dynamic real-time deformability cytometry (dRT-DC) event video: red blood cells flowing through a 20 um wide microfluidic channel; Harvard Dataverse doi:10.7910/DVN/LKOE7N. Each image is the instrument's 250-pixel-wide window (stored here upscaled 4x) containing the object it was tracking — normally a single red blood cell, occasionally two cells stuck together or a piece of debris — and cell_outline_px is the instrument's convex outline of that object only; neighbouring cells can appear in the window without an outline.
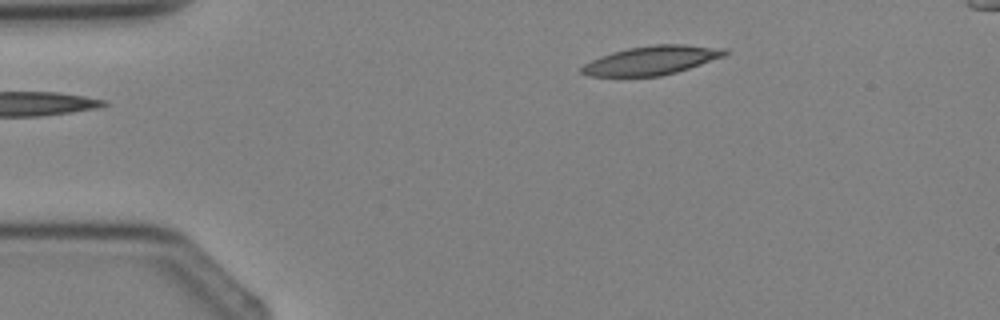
{"species": "Egyptian fruit bat (a non-hibernating species)", "species_latin": "Rousettus aegyptiacus", "temperature_condition": "cold", "stored_images_in_passage": 2, "camera_frame_rate_fps": 3000, "um_per_image_px": 0.085, "animal": {"sex": "female"}, "frame": {"image": 1, "passage_image": 1, "time_ms": 0.0, "image_size_px": [1000, 320], "cell_outline_px": [[728, 52], [724, 56], [676, 72], [660, 76], [588, 76], [580, 72], [580, 68], [584, 64], [600, 56], [612, 52], [628, 48], [656, 44], [684, 44], [724, 48]], "centroid_in_image_um": [55.36, 5.12], "position_along_channel_um": 29.6, "area_um2": 23.87}}